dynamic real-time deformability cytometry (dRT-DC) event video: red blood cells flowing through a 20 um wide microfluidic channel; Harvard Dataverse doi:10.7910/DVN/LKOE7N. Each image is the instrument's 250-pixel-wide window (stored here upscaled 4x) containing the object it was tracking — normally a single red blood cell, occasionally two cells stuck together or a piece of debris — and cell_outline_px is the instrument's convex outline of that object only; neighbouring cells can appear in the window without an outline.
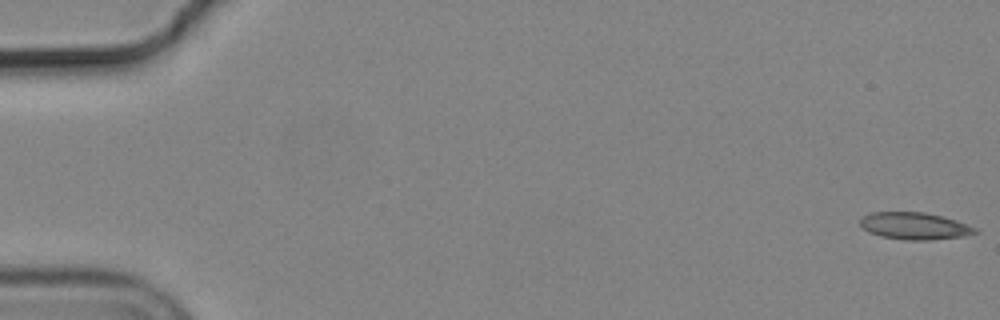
{"species": "common noctule bat (a hibernating species)", "species_latin": "Nyctalus noctula", "temperature_condition": "cold", "stored_images_in_passage": 56, "camera_frame_rate_fps": 3000, "um_per_image_px": 0.085, "animal": {"sex": "male", "body_mass_g": 19.2, "forearm_length_mm": 51.8}, "frame": {"image": 1, "passage_image": 1, "time_ms": 0.0, "image_size_px": [1000, 320], "cell_outline_px": [[980, 232], [964, 236], [932, 240], [904, 240], [880, 236], [868, 232], [860, 224], [860, 220], [864, 216], [872, 212], [924, 212], [944, 216], [956, 220], [976, 228]], "centroid_in_image_um": [77.76, 19.21], "position_along_channel_um": 7.2, "area_um2": 18.21}}
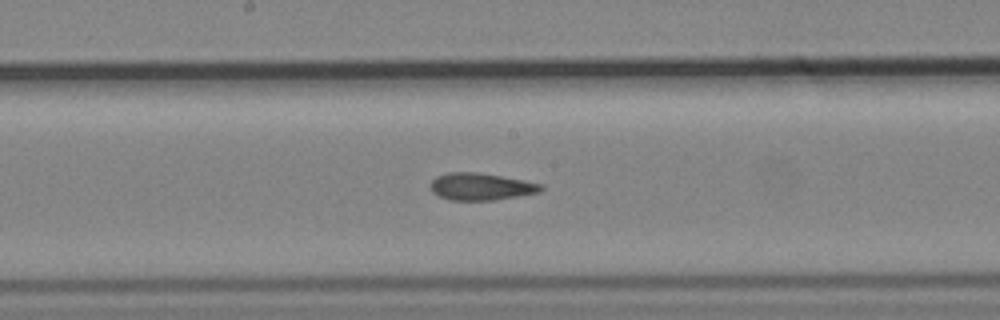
{"frame": {"image": 2, "passage_image": 30, "time_ms": 9.667, "image_size_px": [1000, 320], "cell_outline_px": [[544, 188], [540, 192], [492, 200], [452, 200], [440, 196], [432, 192], [428, 184], [436, 176], [448, 172], [476, 172], [524, 180], [544, 184]], "centroid_in_image_um": [40.86, 15.85], "position_along_channel_um": 207.3, "area_um2": 17.46}}
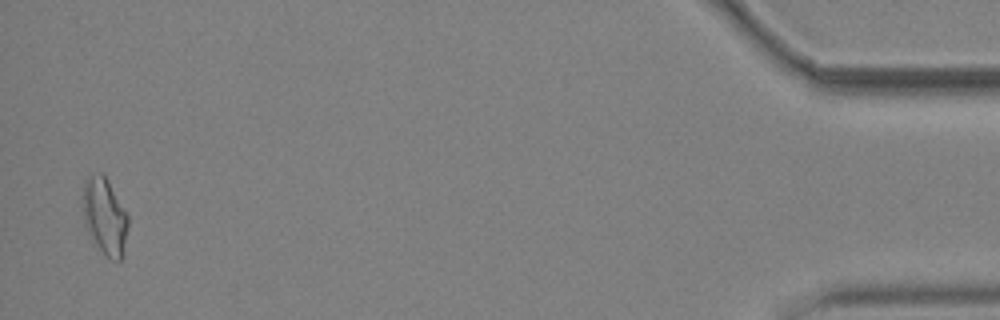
{"frame": {"image": 3, "passage_image": 55, "time_ms": 18.0, "image_size_px": [1000, 320], "cell_outline_px": [[128, 228], [120, 260], [112, 260], [100, 248], [88, 232], [84, 224], [80, 196], [84, 180], [88, 176], [100, 172], [104, 172], [128, 216]], "centroid_in_image_um": [8.85, 18.28], "position_along_channel_um": 426.4, "area_um2": 20.35}, "authors_computed_cell_mechanics": {"area_um2": 17.8024, "velocity_mm_per_s": 3.6876, "shape_relaxation_time_tau1_ms": null, "shape_relaxation_time_tau2_ms": 3.8354, "deformation_change_tau1": null, "deformation_change_tau2": 0.1141}}